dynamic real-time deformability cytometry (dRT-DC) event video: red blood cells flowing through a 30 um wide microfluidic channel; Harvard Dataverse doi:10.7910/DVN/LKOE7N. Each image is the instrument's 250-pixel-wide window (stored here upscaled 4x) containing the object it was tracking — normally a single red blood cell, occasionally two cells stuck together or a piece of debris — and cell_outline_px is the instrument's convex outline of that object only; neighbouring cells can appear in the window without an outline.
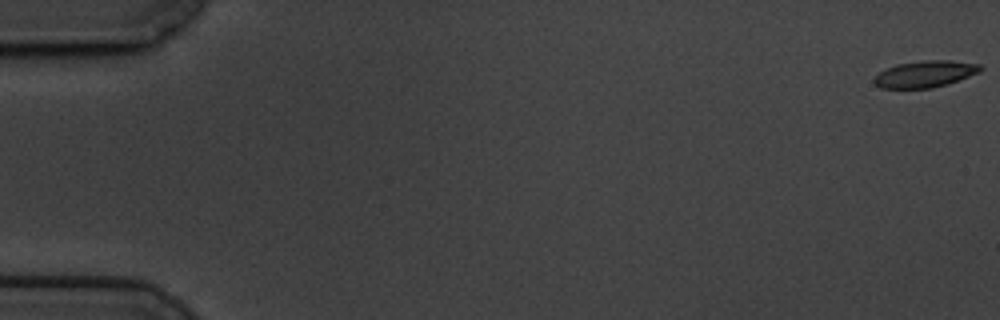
{"species": "common noctule bat (a hibernating species)", "species_latin": "Nyctalus noctula", "temperature_condition": "cold", "stored_images_in_passage": 60, "camera_frame_rate_fps": 3000, "um_per_image_px": 0.085, "animal": {"sex": "male", "body_mass_g": 19.5, "forearm_length_mm": 54.6}, "frame": {"image": 1, "passage_image": 1, "time_ms": 0.0, "image_size_px": [1000, 320], "cell_outline_px": [[984, 68], [980, 72], [948, 84], [932, 88], [880, 88], [872, 80], [880, 72], [896, 64], [924, 60], [948, 60], [980, 64]], "centroid_in_image_um": [78.66, 6.29], "position_along_channel_um": 6.3, "area_um2": 16.47}}
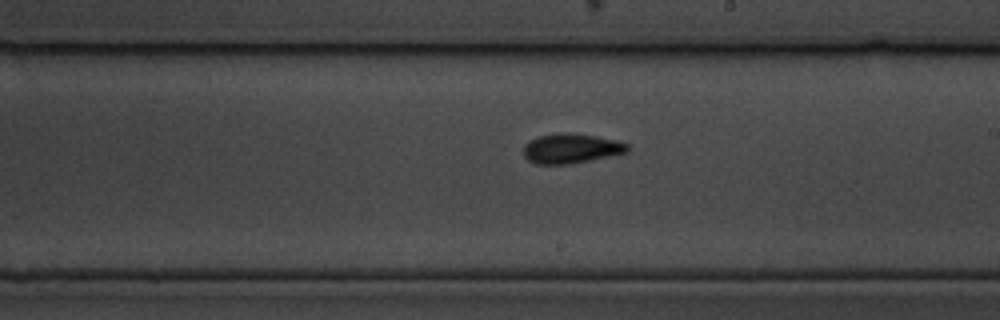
{"frame": {"image": 2, "passage_image": 35, "time_ms": 11.333, "image_size_px": [1000, 320], "cell_outline_px": [[628, 152], [572, 164], [536, 164], [528, 160], [524, 156], [524, 144], [528, 140], [536, 136], [560, 132], [596, 136], [616, 140], [628, 144]], "centroid_in_image_um": [48.5, 12.62], "position_along_channel_um": 240.5, "area_um2": 18.09}}
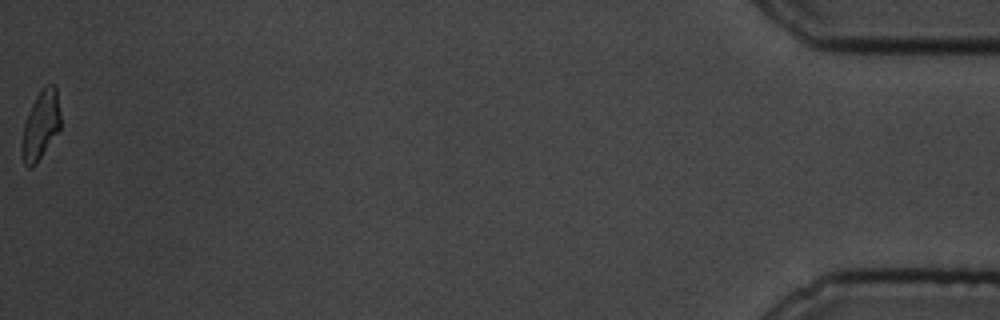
{"frame": {"image": 3, "passage_image": 60, "time_ms": 19.667, "image_size_px": [1000, 320], "cell_outline_px": [[60, 128], [36, 164], [32, 168], [28, 168], [24, 164], [20, 156], [20, 144], [24, 124], [28, 112], [40, 88], [44, 84], [56, 84], [60, 112]], "centroid_in_image_um": [3.43, 10.64], "position_along_channel_um": 431.8, "area_um2": 15.84}, "authors_computed_cell_mechanics": {"area_um2": 17.051, "velocity_mm_per_s": 3.4302, "shape_relaxation_time_tau1_ms": 4.1974, "shape_relaxation_time_tau2_ms": 1.017, "deformation_change_tau1": 0.132, "deformation_change_tau2": 0.0536}}